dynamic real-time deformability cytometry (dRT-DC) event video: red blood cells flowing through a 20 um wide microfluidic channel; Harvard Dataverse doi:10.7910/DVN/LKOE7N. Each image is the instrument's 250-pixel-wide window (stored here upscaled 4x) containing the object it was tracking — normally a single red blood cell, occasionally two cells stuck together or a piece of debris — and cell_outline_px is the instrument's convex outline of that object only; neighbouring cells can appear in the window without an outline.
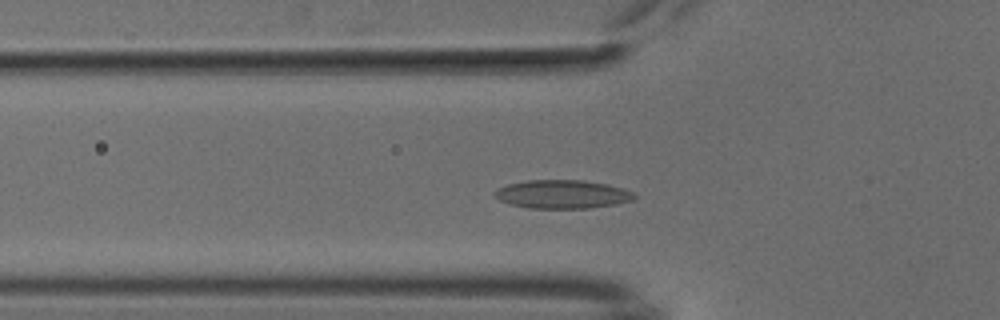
{"species": "common noctule bat (a hibernating species)", "species_latin": "Nyctalus noctula", "temperature_condition": "cold", "stored_images_in_passage": 49, "camera_frame_rate_fps": 3000, "um_per_image_px": 0.085, "animal": {"sex": "male", "body_mass_g": 18.8}, "frame": {"image": 1, "passage_image": 14, "time_ms": 4.333, "image_size_px": [1000, 320], "cell_outline_px": [[636, 196], [632, 200], [616, 204], [588, 208], [528, 208], [512, 204], [500, 200], [492, 196], [492, 192], [508, 184], [528, 180], [580, 180], [604, 184], [620, 188], [632, 192]], "centroid_in_image_um": [47.75, 16.51], "position_along_channel_um": 78.1, "area_um2": 22.89}}
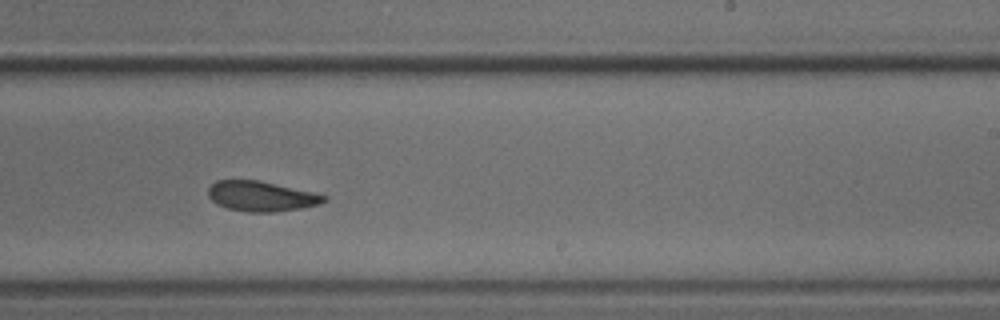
{"frame": {"image": 2, "passage_image": 29, "time_ms": 9.333, "image_size_px": [1000, 320], "cell_outline_px": [[328, 200], [320, 204], [300, 208], [276, 212], [248, 212], [228, 208], [216, 204], [208, 196], [208, 188], [216, 180], [256, 180], [312, 192], [328, 196]], "centroid_in_image_um": [22.2, 16.69], "position_along_channel_um": 266.8, "area_um2": 20.17}}
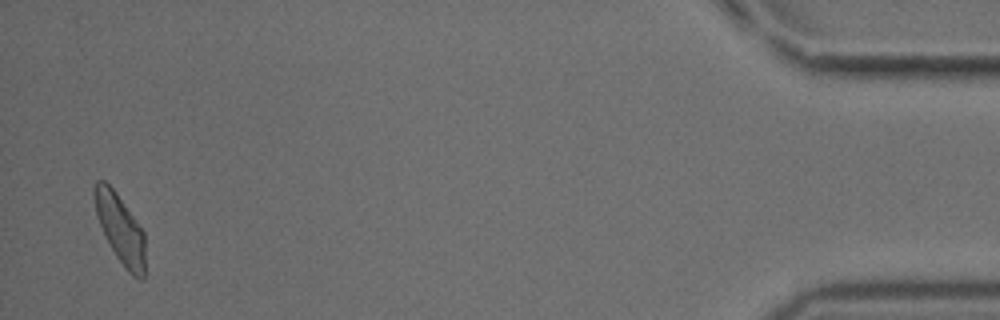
{"frame": {"image": 3, "passage_image": 48, "time_ms": 15.667, "image_size_px": [1000, 320], "cell_outline_px": [[144, 280], [140, 280], [132, 276], [124, 268], [116, 256], [104, 236], [96, 216], [92, 192], [92, 188], [96, 180], [104, 180], [116, 192], [144, 232]], "centroid_in_image_um": [10.18, 19.45], "position_along_channel_um": 425.0, "area_um2": 20.58}, "authors_computed_cell_mechanics": {"area_um2": 21.1548, "velocity_mm_per_s": 3.766, "shape_relaxation_time_tau1_ms": null, "shape_relaxation_time_tau2_ms": 3.3346, "deformation_change_tau1": null, "deformation_change_tau2": 0.0845}}